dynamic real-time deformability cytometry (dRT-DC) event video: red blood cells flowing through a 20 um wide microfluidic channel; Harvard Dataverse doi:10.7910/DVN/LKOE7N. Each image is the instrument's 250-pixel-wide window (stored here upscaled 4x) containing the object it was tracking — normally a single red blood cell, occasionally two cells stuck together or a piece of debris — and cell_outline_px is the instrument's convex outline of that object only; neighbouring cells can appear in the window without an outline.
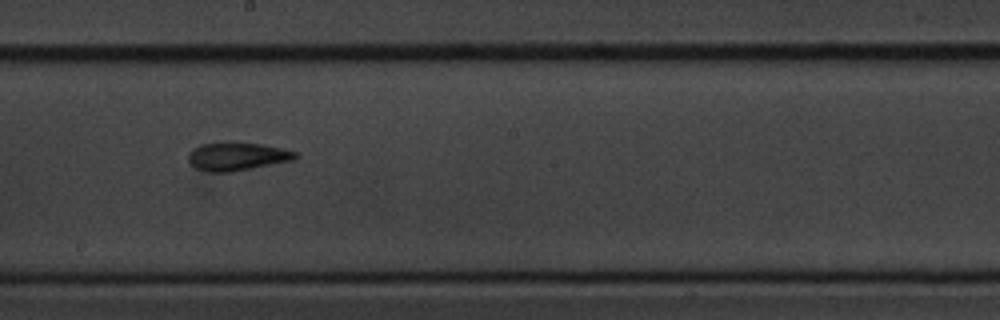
{"species": "common noctule bat (a hibernating species)", "species_latin": "Nyctalus noctula", "temperature_condition": "cold", "stored_images_in_passage": 13, "camera_frame_rate_fps": 3000, "um_per_image_px": 0.085, "animal": {"sex": "male", "body_mass_g": 20.1, "forearm_length_mm": 53.5}, "frame": {"image": 1, "passage_image": 6, "time_ms": 6.667, "image_size_px": [1000, 320], "cell_outline_px": [[300, 156], [292, 160], [232, 172], [208, 172], [196, 168], [188, 160], [188, 152], [192, 148], [200, 144], [224, 140], [264, 144], [296, 152]], "centroid_in_image_um": [20.1, 13.26], "position_along_channel_um": 228.1, "area_um2": 18.03}}
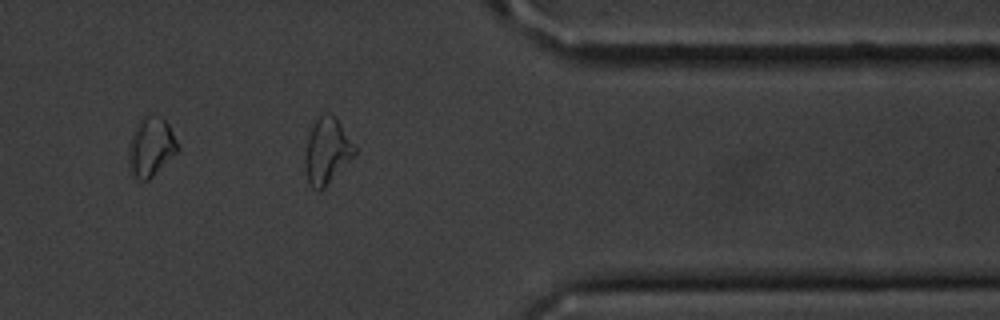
{"frame": {"image": 2, "passage_image": 10, "time_ms": 11.333, "image_size_px": [1000, 320], "cell_outline_px": [[356, 152], [324, 188], [320, 192], [316, 192], [308, 184], [304, 168], [304, 160], [308, 136], [316, 116], [324, 112], [328, 112], [336, 120], [356, 144]], "centroid_in_image_um": [27.75, 12.85], "position_along_channel_um": 383.7, "area_um2": 19.13}}
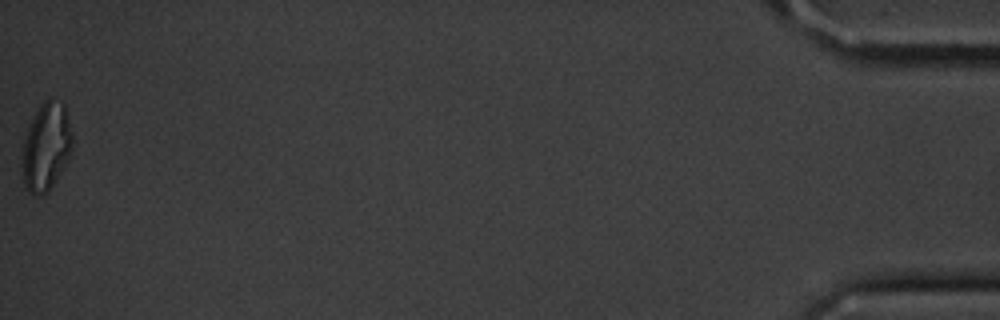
{"frame": {"image": 3, "passage_image": 13, "time_ms": 15.0, "image_size_px": [1000, 320], "cell_outline_px": [[72, 148], [68, 160], [48, 192], [44, 196], [36, 196], [28, 192], [24, 184], [24, 140], [28, 128], [40, 104], [48, 96], [52, 96], [64, 104], [72, 132]], "centroid_in_image_um": [3.96, 12.45], "position_along_channel_um": 431.2, "area_um2": 25.49}, "authors_computed_cell_mechanics": {"area_um2": 16.473, "velocity_mm_per_s": 3.613, "shape_relaxation_time_tau1_ms": 6.6419, "shape_relaxation_time_tau2_ms": 4.9848, "deformation_change_tau1": 0.2145, "deformation_change_tau2": 0.1699}}